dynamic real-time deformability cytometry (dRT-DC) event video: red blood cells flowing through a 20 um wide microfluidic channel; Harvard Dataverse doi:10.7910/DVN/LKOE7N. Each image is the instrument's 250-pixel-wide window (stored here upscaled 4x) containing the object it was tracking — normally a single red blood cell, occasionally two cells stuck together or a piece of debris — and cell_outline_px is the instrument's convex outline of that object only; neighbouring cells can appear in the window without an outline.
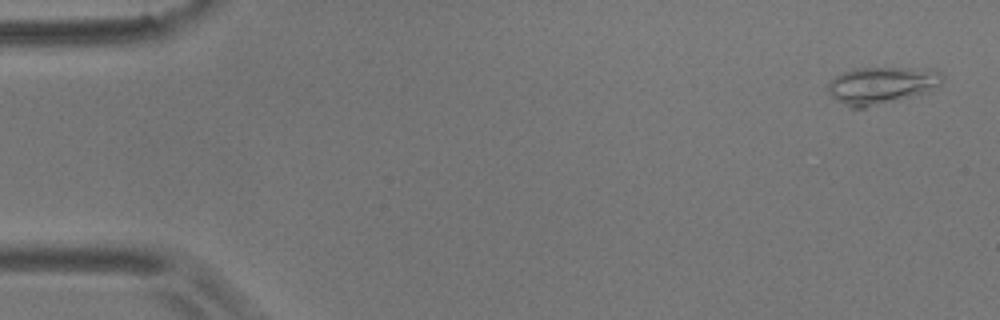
{"species": "common noctule bat (a hibernating species)", "species_latin": "Nyctalus noctula", "temperature_condition": "room temperature", "stored_images_in_passage": 5, "camera_frame_rate_fps": 3000, "um_per_image_px": 0.085, "animal": {"sex": "male", "body_mass_g": 17.9}, "frame": {"image": 1, "passage_image": 1, "time_ms": 0.0, "image_size_px": [1000, 320], "cell_outline_px": [[944, 80], [940, 84], [928, 92], [864, 108], [852, 108], [832, 96], [828, 92], [828, 84], [836, 76], [852, 68], [936, 68], [944, 76]], "centroid_in_image_um": [74.99, 7.22], "position_along_channel_um": 10.0, "area_um2": 24.68}}